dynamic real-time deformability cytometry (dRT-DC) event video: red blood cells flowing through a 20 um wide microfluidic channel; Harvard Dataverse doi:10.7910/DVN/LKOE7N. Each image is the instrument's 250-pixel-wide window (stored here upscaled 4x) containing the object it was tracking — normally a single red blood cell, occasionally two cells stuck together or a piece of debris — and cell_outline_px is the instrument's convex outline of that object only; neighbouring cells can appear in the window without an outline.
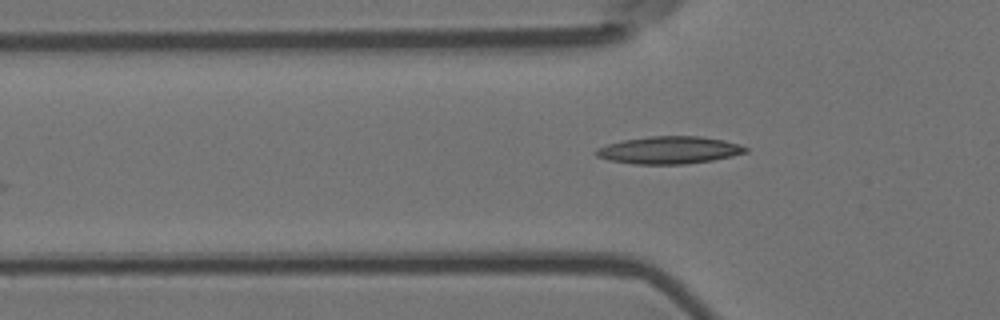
{"species": "Egyptian fruit bat (a non-hibernating species)", "species_latin": "Rousettus aegyptiacus", "temperature_condition": "room temperature", "stored_images_in_passage": 2, "camera_frame_rate_fps": 3000, "um_per_image_px": 0.085, "animal": {"sex": "female"}, "frame": {"image": 1, "passage_image": 2, "time_ms": 0.333, "image_size_px": [1000, 320], "cell_outline_px": [[748, 152], [732, 156], [712, 160], [684, 164], [632, 164], [608, 160], [596, 156], [592, 152], [596, 148], [608, 144], [624, 140], [648, 136], [700, 136], [724, 140], [740, 144], [748, 148]], "centroid_in_image_um": [56.86, 12.76], "position_along_channel_um": 68.9, "area_um2": 24.04}}